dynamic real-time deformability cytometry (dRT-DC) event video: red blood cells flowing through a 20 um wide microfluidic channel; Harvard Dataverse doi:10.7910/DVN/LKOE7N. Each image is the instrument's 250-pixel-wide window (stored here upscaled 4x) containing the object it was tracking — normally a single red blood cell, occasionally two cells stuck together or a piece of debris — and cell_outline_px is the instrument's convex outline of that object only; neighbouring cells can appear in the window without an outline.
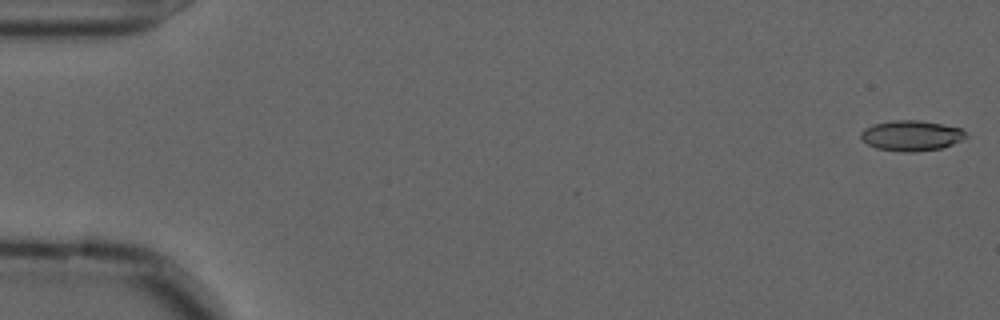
{"species": "common noctule bat (a hibernating species)", "species_latin": "Nyctalus noctula", "temperature_condition": "cold", "stored_images_in_passage": 43, "camera_frame_rate_fps": 3000, "um_per_image_px": 0.085, "animal": {"sex": "male", "forearm_length_mm": 52.5}, "frame": {"image": 1, "passage_image": 1, "time_ms": 0.0, "image_size_px": [1000, 320], "cell_outline_px": [[968, 136], [952, 144], [940, 148], [912, 152], [900, 152], [876, 148], [860, 140], [860, 132], [864, 128], [872, 124], [896, 120], [916, 120], [940, 124], [960, 128]], "centroid_in_image_um": [77.39, 11.53], "position_along_channel_um": 7.6, "area_um2": 18.5}}
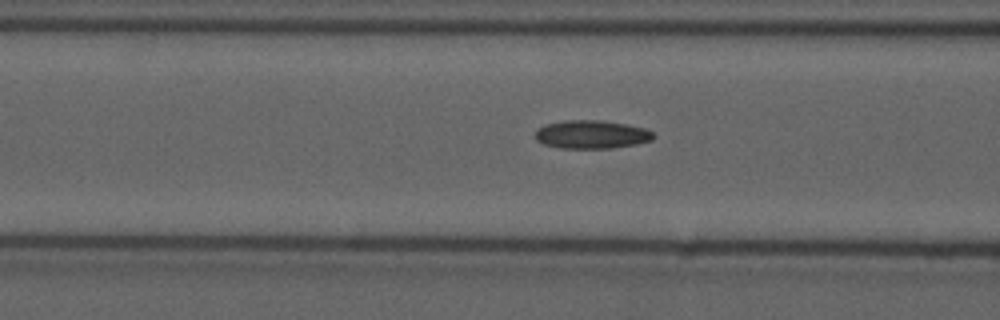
{"frame": {"image": 2, "passage_image": 22, "time_ms": 7.0, "image_size_px": [1000, 320], "cell_outline_px": [[656, 136], [652, 140], [636, 144], [612, 148], [560, 148], [544, 144], [536, 140], [536, 132], [544, 124], [564, 120], [600, 120], [624, 124], [644, 128], [652, 132]], "centroid_in_image_um": [50.28, 11.43], "position_along_channel_um": 116.3, "area_um2": 19.42}}
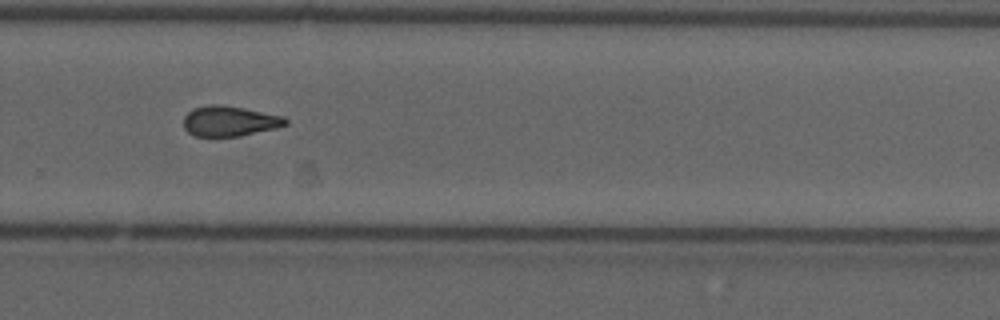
{"frame": {"image": 3, "passage_image": 38, "time_ms": 12.333, "image_size_px": [1000, 320], "cell_outline_px": [[288, 124], [276, 128], [240, 136], [196, 136], [188, 132], [184, 128], [184, 116], [192, 108], [208, 104], [220, 104], [244, 108], [284, 116], [288, 120]], "centroid_in_image_um": [19.51, 10.28], "position_along_channel_um": 310.3, "area_um2": 18.09}, "authors_computed_cell_mechanics": {"area_um2": 18.5538, "velocity_mm_per_s": 3.6404, "shape_relaxation_time_tau1_ms": null, "shape_relaxation_time_tau2_ms": 4.6496, "deformation_change_tau1": null, "deformation_change_tau2": 0.1263}}